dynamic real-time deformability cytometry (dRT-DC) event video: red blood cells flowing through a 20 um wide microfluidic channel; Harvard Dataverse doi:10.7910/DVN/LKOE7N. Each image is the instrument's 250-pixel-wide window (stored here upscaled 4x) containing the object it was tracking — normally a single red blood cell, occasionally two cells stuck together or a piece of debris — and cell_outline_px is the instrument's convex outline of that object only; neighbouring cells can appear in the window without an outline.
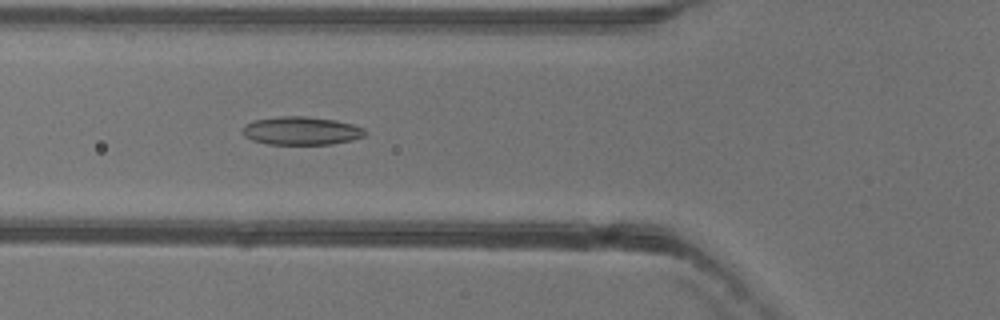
{"species": "common noctule bat (a hibernating species)", "species_latin": "Nyctalus noctula", "temperature_condition": "warm", "stored_images_in_passage": 38, "camera_frame_rate_fps": 3000, "um_per_image_px": 0.085, "animal": {"sex": "female"}, "frame": {"image": 1, "passage_image": 9, "time_ms": 2.667, "image_size_px": [1000, 320], "cell_outline_px": [[364, 136], [352, 140], [332, 144], [268, 144], [252, 140], [244, 136], [240, 132], [244, 124], [252, 120], [276, 116], [308, 116], [336, 120], [352, 124], [364, 128]], "centroid_in_image_um": [25.55, 11.1], "position_along_channel_um": 100.3, "area_um2": 20.4}}
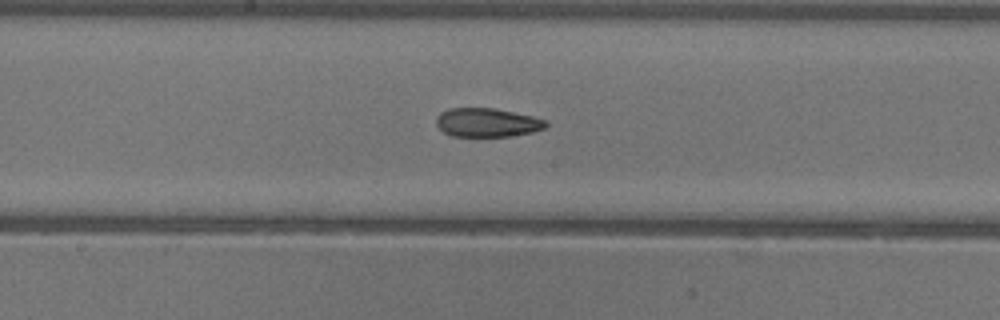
{"frame": {"image": 2, "passage_image": 17, "time_ms": 5.333, "image_size_px": [1000, 320], "cell_outline_px": [[548, 124], [544, 128], [532, 132], [508, 136], [452, 136], [444, 132], [436, 124], [436, 116], [440, 112], [448, 108], [496, 108], [532, 116], [548, 120]], "centroid_in_image_um": [41.4, 10.4], "position_along_channel_um": 206.8, "area_um2": 18.44}}
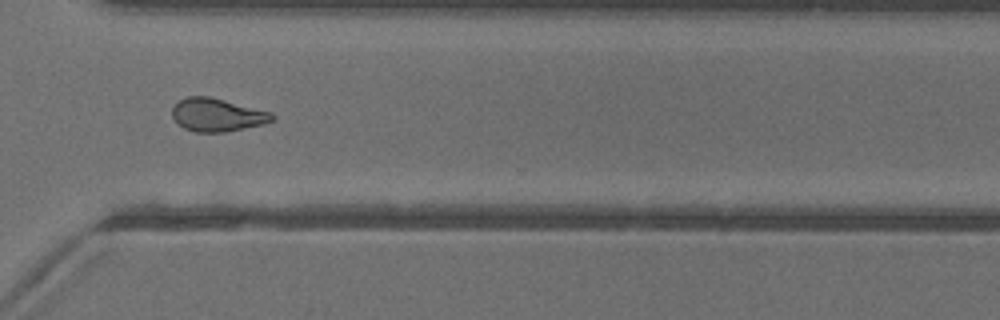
{"frame": {"image": 3, "passage_image": 28, "time_ms": 9.0, "image_size_px": [1000, 320], "cell_outline_px": [[276, 120], [264, 124], [224, 132], [196, 132], [184, 128], [176, 124], [172, 116], [172, 108], [180, 100], [188, 96], [208, 96], [272, 112], [276, 116]], "centroid_in_image_um": [18.47, 9.77], "position_along_channel_um": 352.1, "area_um2": 19.36}, "authors_computed_cell_mechanics": {"area_um2": 19.4786, "velocity_mm_per_s": 3.9802, "shape_relaxation_time_tau1_ms": null, "shape_relaxation_time_tau2_ms": 3.3602, "deformation_change_tau1": null, "deformation_change_tau2": 0.1014}}